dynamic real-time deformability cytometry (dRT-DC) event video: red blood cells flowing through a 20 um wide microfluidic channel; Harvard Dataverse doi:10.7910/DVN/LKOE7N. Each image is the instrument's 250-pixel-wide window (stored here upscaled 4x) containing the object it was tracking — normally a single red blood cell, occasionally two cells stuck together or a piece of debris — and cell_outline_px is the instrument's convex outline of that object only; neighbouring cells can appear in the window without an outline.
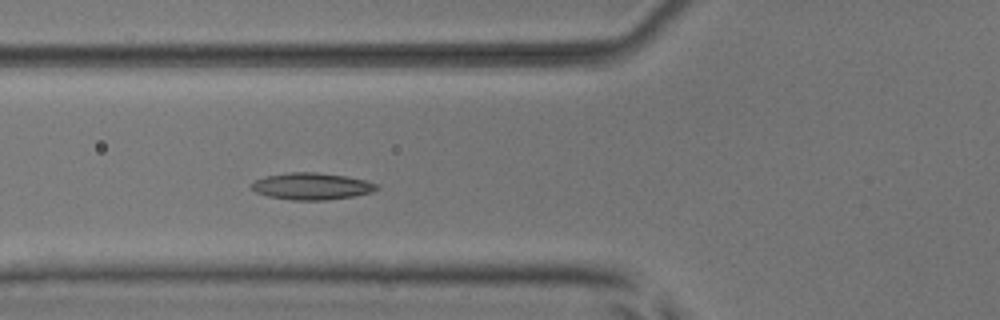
{"species": "common noctule bat (a hibernating species)", "species_latin": "Nyctalus noctula", "temperature_condition": "room temperature", "stored_images_in_passage": 4, "camera_frame_rate_fps": 3000, "um_per_image_px": 0.085, "animal": {"sex": "male", "body_mass_g": 17.9, "forearm_length_mm": 54.2}, "frame": {"image": 1, "passage_image": 4, "time_ms": 1.0, "image_size_px": [1000, 320], "cell_outline_px": [[380, 188], [372, 192], [356, 196], [324, 200], [292, 200], [268, 196], [256, 192], [252, 188], [252, 184], [256, 180], [264, 176], [288, 172], [316, 172], [344, 176], [364, 180], [380, 184]], "centroid_in_image_um": [26.53, 15.83], "position_along_channel_um": 99.3, "area_um2": 19.59}}